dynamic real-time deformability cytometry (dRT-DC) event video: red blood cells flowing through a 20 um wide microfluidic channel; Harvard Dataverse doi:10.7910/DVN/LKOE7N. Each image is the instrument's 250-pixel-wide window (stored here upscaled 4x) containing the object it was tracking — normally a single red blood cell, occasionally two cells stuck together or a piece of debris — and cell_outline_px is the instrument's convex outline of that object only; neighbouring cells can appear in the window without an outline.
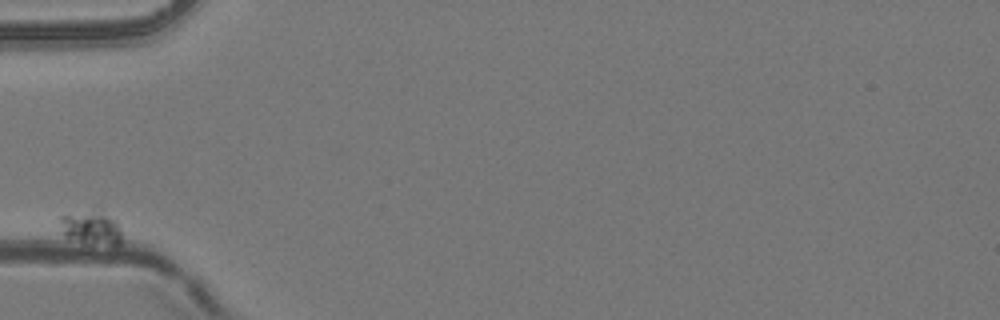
{"species": "common noctule bat (a hibernating species)", "species_latin": "Nyctalus noctula", "temperature_condition": "room temperature", "stored_images_in_passage": 7, "camera_frame_rate_fps": 3000, "um_per_image_px": 0.085, "animal": {"sex": "female", "body_mass_g": 24.6, "forearm_length_mm": 56.2}, "frame": {"image": 1, "passage_image": 1, "time_ms": 0.0, "image_size_px": [1000, 320], "cell_outline_px": [[120, 244], [112, 244], [80, 240], [64, 236], [60, 220], [60, 216], [96, 204], [116, 220], [120, 228]], "centroid_in_image_um": [7.76, 19.19], "position_along_channel_um": 77.2, "area_um2": 12.43}}
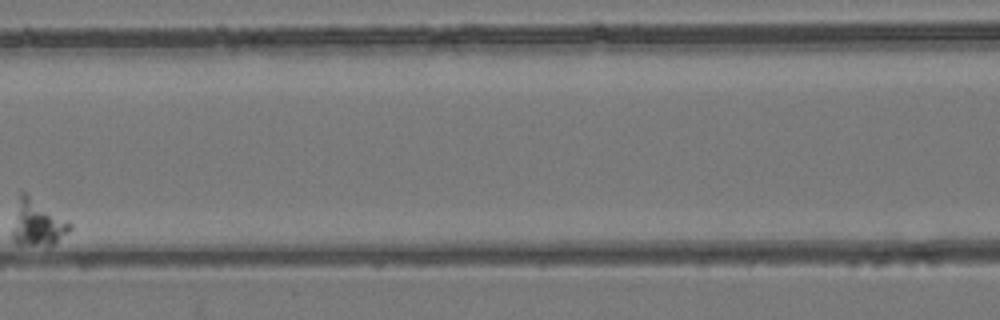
{"frame": {"image": 2, "passage_image": 5, "time_ms": 1.333, "image_size_px": [1000, 320], "cell_outline_px": [[72, 228], [68, 232], [52, 244], [16, 244], [12, 240], [12, 232], [20, 192], [24, 192], [72, 224]], "centroid_in_image_um": [3.16, 18.97], "position_along_channel_um": 163.4, "area_um2": 14.68}}
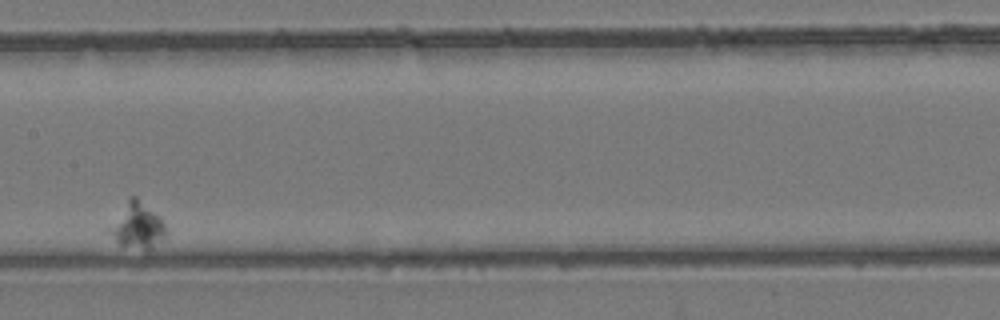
{"frame": {"image": 3, "passage_image": 6, "time_ms": 1.667, "image_size_px": [1000, 320], "cell_outline_px": [[164, 236], [148, 248], [144, 248], [120, 244], [108, 232], [108, 228], [128, 200], [132, 196], [136, 196], [164, 224]], "centroid_in_image_um": [11.61, 19.16], "position_along_channel_um": 195.8, "area_um2": 13.64}}